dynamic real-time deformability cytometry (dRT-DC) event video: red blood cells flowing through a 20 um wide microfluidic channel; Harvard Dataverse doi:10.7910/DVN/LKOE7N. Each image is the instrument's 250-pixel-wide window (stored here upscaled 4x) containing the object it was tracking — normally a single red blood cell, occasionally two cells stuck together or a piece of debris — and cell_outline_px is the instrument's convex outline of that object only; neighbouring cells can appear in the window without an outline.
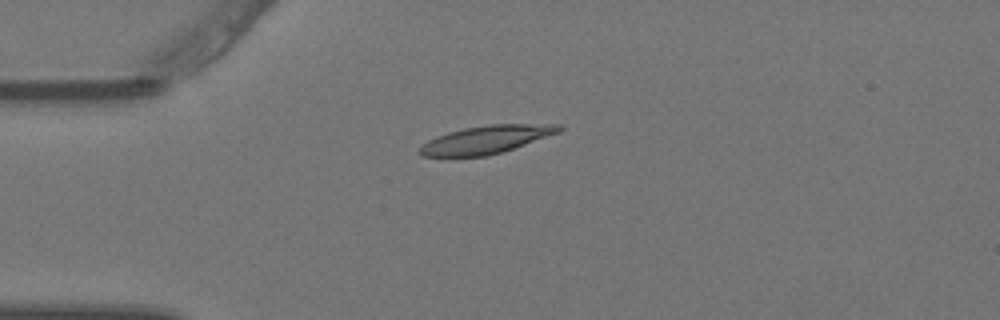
{"species": "Egyptian fruit bat (a non-hibernating species)", "species_latin": "Rousettus aegyptiacus", "temperature_condition": "warm", "stored_images_in_passage": 7, "camera_frame_rate_fps": 3000, "um_per_image_px": 0.085, "animal": {"sex": "female"}, "frame": {"image": 1, "passage_image": 3, "time_ms": 0.667, "image_size_px": [1000, 320], "cell_outline_px": [[564, 128], [560, 132], [488, 156], [420, 156], [416, 152], [428, 140], [436, 136], [448, 132], [464, 128], [492, 124], [560, 124]], "centroid_in_image_um": [41.31, 11.86], "position_along_channel_um": 43.7, "area_um2": 22.43}}
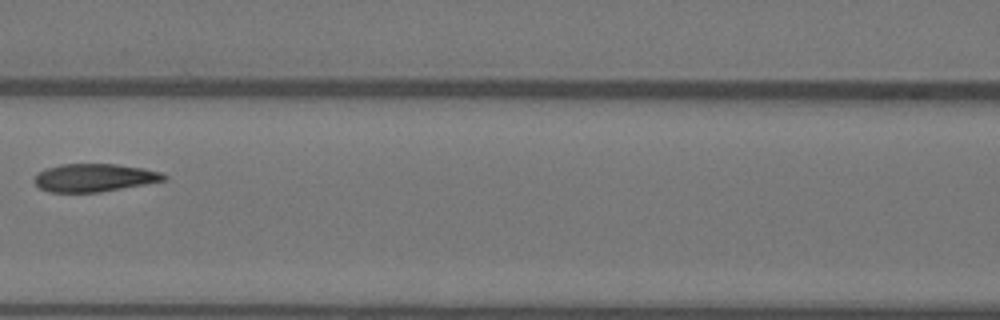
{"frame": {"image": 2, "passage_image": 6, "time_ms": 1.667, "image_size_px": [1000, 320], "cell_outline_px": [[168, 180], [100, 192], [48, 192], [40, 188], [32, 180], [40, 172], [48, 168], [60, 164], [116, 164], [144, 168], [160, 172], [168, 176]], "centroid_in_image_um": [8.05, 15.11], "position_along_channel_um": 158.6, "area_um2": 21.1}}
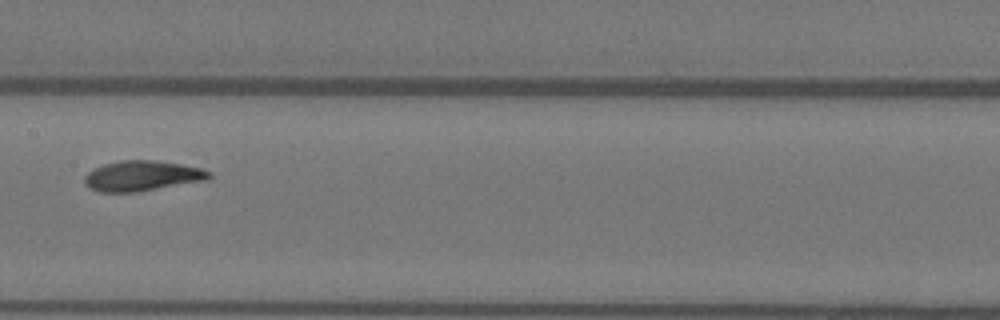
{"frame": {"image": 3, "passage_image": 7, "time_ms": 2.0, "image_size_px": [1000, 320], "cell_outline_px": [[212, 176], [208, 180], [136, 192], [100, 192], [84, 184], [84, 176], [92, 168], [104, 164], [120, 160], [156, 160], [180, 164], [200, 168], [212, 172]], "centroid_in_image_um": [12.08, 14.94], "position_along_channel_um": 195.3, "area_um2": 22.08}}